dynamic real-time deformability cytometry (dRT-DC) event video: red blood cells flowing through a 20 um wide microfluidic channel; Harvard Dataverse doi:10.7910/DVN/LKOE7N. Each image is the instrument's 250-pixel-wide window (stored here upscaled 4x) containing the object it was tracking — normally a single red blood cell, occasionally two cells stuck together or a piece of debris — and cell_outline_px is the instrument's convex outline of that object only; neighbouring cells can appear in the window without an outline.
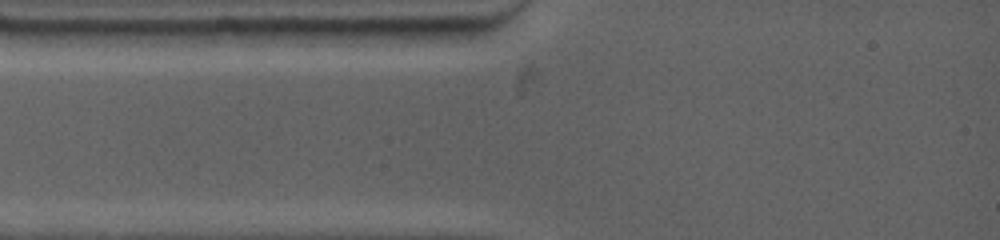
{"species": "common noctule bat (a hibernating species)", "species_latin": "Nyctalus noctula", "temperature_condition": "warm", "stored_images_in_passage": 1, "camera_frame_rate_fps": 4500, "um_per_image_px": 0.085, "animal": {"sex": "female", "body_mass_g": 19.0, "forearm_length_mm": 53.3}, "frame": {"image": 1, "passage_image": 1, "time_ms": 0.0, "image_size_px": [1000, 240], "cell_outline_px": [[484, 32], [464, 44], [388, 48], [348, 44], [340, 32], [340, 28], [484, 28]], "centroid_in_image_um": [34.76, 3.11], "position_along_channel_um": 50.2, "area_um2": 17.11}}